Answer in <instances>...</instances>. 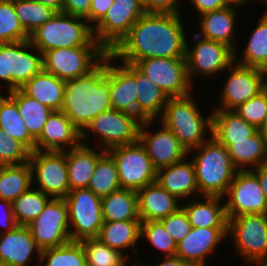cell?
Segmentation results:
<instances>
[{
    "label": "cell",
    "mask_w": 267,
    "mask_h": 266,
    "mask_svg": "<svg viewBox=\"0 0 267 266\" xmlns=\"http://www.w3.org/2000/svg\"><path fill=\"white\" fill-rule=\"evenodd\" d=\"M180 19V13H144L110 54L134 65L147 58L186 57L188 37Z\"/></svg>",
    "instance_id": "6da1fadb"
},
{
    "label": "cell",
    "mask_w": 267,
    "mask_h": 266,
    "mask_svg": "<svg viewBox=\"0 0 267 266\" xmlns=\"http://www.w3.org/2000/svg\"><path fill=\"white\" fill-rule=\"evenodd\" d=\"M112 109L109 53L87 75L65 81L61 110L82 132L93 118Z\"/></svg>",
    "instance_id": "7a4b0ae2"
},
{
    "label": "cell",
    "mask_w": 267,
    "mask_h": 266,
    "mask_svg": "<svg viewBox=\"0 0 267 266\" xmlns=\"http://www.w3.org/2000/svg\"><path fill=\"white\" fill-rule=\"evenodd\" d=\"M192 162L195 167L198 190L203 196L223 197L238 171L233 165L227 147L213 136L199 147ZM198 153V154H197Z\"/></svg>",
    "instance_id": "3957f363"
},
{
    "label": "cell",
    "mask_w": 267,
    "mask_h": 266,
    "mask_svg": "<svg viewBox=\"0 0 267 266\" xmlns=\"http://www.w3.org/2000/svg\"><path fill=\"white\" fill-rule=\"evenodd\" d=\"M192 97L189 94L169 98L160 117L161 123L176 135L188 152L212 136V113L204 118ZM206 129L210 132L208 138L205 136Z\"/></svg>",
    "instance_id": "277c9868"
},
{
    "label": "cell",
    "mask_w": 267,
    "mask_h": 266,
    "mask_svg": "<svg viewBox=\"0 0 267 266\" xmlns=\"http://www.w3.org/2000/svg\"><path fill=\"white\" fill-rule=\"evenodd\" d=\"M93 38V28L86 19L56 12L30 34L29 40L43 54L55 48L83 47Z\"/></svg>",
    "instance_id": "5b68a950"
},
{
    "label": "cell",
    "mask_w": 267,
    "mask_h": 266,
    "mask_svg": "<svg viewBox=\"0 0 267 266\" xmlns=\"http://www.w3.org/2000/svg\"><path fill=\"white\" fill-rule=\"evenodd\" d=\"M108 52L93 38L86 46L55 48L43 53V70L61 80L87 75Z\"/></svg>",
    "instance_id": "8992f818"
},
{
    "label": "cell",
    "mask_w": 267,
    "mask_h": 266,
    "mask_svg": "<svg viewBox=\"0 0 267 266\" xmlns=\"http://www.w3.org/2000/svg\"><path fill=\"white\" fill-rule=\"evenodd\" d=\"M142 122L134 114L110 109L93 118L85 127L81 132V143L84 144V141L89 138L91 133L88 131L98 136L100 145L95 147L103 148L105 151L116 146L136 143L139 141Z\"/></svg>",
    "instance_id": "52a82bcc"
},
{
    "label": "cell",
    "mask_w": 267,
    "mask_h": 266,
    "mask_svg": "<svg viewBox=\"0 0 267 266\" xmlns=\"http://www.w3.org/2000/svg\"><path fill=\"white\" fill-rule=\"evenodd\" d=\"M106 152L115 161L121 188L138 191L156 181L157 171L140 141Z\"/></svg>",
    "instance_id": "ba28073f"
},
{
    "label": "cell",
    "mask_w": 267,
    "mask_h": 266,
    "mask_svg": "<svg viewBox=\"0 0 267 266\" xmlns=\"http://www.w3.org/2000/svg\"><path fill=\"white\" fill-rule=\"evenodd\" d=\"M101 197L90 189L70 190L64 198L68 206L69 229L72 241L97 238L104 220L101 209Z\"/></svg>",
    "instance_id": "9c48e42d"
},
{
    "label": "cell",
    "mask_w": 267,
    "mask_h": 266,
    "mask_svg": "<svg viewBox=\"0 0 267 266\" xmlns=\"http://www.w3.org/2000/svg\"><path fill=\"white\" fill-rule=\"evenodd\" d=\"M29 163L37 189L51 198H65L68 195L70 185L66 151L34 150L30 152Z\"/></svg>",
    "instance_id": "30bf717a"
},
{
    "label": "cell",
    "mask_w": 267,
    "mask_h": 266,
    "mask_svg": "<svg viewBox=\"0 0 267 266\" xmlns=\"http://www.w3.org/2000/svg\"><path fill=\"white\" fill-rule=\"evenodd\" d=\"M227 234L235 250L250 263L267 257V214H243L228 219Z\"/></svg>",
    "instance_id": "8fae6325"
},
{
    "label": "cell",
    "mask_w": 267,
    "mask_h": 266,
    "mask_svg": "<svg viewBox=\"0 0 267 266\" xmlns=\"http://www.w3.org/2000/svg\"><path fill=\"white\" fill-rule=\"evenodd\" d=\"M144 13V6L137 0H114L106 15L93 28V36L110 53Z\"/></svg>",
    "instance_id": "7c38bea8"
},
{
    "label": "cell",
    "mask_w": 267,
    "mask_h": 266,
    "mask_svg": "<svg viewBox=\"0 0 267 266\" xmlns=\"http://www.w3.org/2000/svg\"><path fill=\"white\" fill-rule=\"evenodd\" d=\"M27 227L41 251L71 241L68 206L64 198H51L42 213Z\"/></svg>",
    "instance_id": "4fadbf2b"
},
{
    "label": "cell",
    "mask_w": 267,
    "mask_h": 266,
    "mask_svg": "<svg viewBox=\"0 0 267 266\" xmlns=\"http://www.w3.org/2000/svg\"><path fill=\"white\" fill-rule=\"evenodd\" d=\"M135 66L153 80L169 98L191 94L193 85L188 78L186 57L147 58L139 60Z\"/></svg>",
    "instance_id": "5bb4252c"
},
{
    "label": "cell",
    "mask_w": 267,
    "mask_h": 266,
    "mask_svg": "<svg viewBox=\"0 0 267 266\" xmlns=\"http://www.w3.org/2000/svg\"><path fill=\"white\" fill-rule=\"evenodd\" d=\"M196 44L190 50L186 44L187 74L193 85V77L217 75L235 62V51L224 43L194 35Z\"/></svg>",
    "instance_id": "9a60e30c"
},
{
    "label": "cell",
    "mask_w": 267,
    "mask_h": 266,
    "mask_svg": "<svg viewBox=\"0 0 267 266\" xmlns=\"http://www.w3.org/2000/svg\"><path fill=\"white\" fill-rule=\"evenodd\" d=\"M227 219L243 214H267V202L258 177L251 171H237L226 194Z\"/></svg>",
    "instance_id": "2e32d148"
},
{
    "label": "cell",
    "mask_w": 267,
    "mask_h": 266,
    "mask_svg": "<svg viewBox=\"0 0 267 266\" xmlns=\"http://www.w3.org/2000/svg\"><path fill=\"white\" fill-rule=\"evenodd\" d=\"M235 64V65H234ZM221 90V106L216 109L234 110L266 89L265 70L234 62Z\"/></svg>",
    "instance_id": "e0dca14e"
},
{
    "label": "cell",
    "mask_w": 267,
    "mask_h": 266,
    "mask_svg": "<svg viewBox=\"0 0 267 266\" xmlns=\"http://www.w3.org/2000/svg\"><path fill=\"white\" fill-rule=\"evenodd\" d=\"M154 120L142 122L139 131V141L145 147L156 171L176 164L186 159L188 151L180 144L176 135L163 123L161 130H147ZM150 132V133H149Z\"/></svg>",
    "instance_id": "ac0fdd59"
},
{
    "label": "cell",
    "mask_w": 267,
    "mask_h": 266,
    "mask_svg": "<svg viewBox=\"0 0 267 266\" xmlns=\"http://www.w3.org/2000/svg\"><path fill=\"white\" fill-rule=\"evenodd\" d=\"M81 144V131L62 110H53L35 141V150L67 151Z\"/></svg>",
    "instance_id": "d6986e66"
},
{
    "label": "cell",
    "mask_w": 267,
    "mask_h": 266,
    "mask_svg": "<svg viewBox=\"0 0 267 266\" xmlns=\"http://www.w3.org/2000/svg\"><path fill=\"white\" fill-rule=\"evenodd\" d=\"M109 53V87L112 109L137 116L136 66L130 63L112 64Z\"/></svg>",
    "instance_id": "ffe728a7"
},
{
    "label": "cell",
    "mask_w": 267,
    "mask_h": 266,
    "mask_svg": "<svg viewBox=\"0 0 267 266\" xmlns=\"http://www.w3.org/2000/svg\"><path fill=\"white\" fill-rule=\"evenodd\" d=\"M228 228H193L177 243L176 256L193 266H205L207 256L215 252L218 243L228 235Z\"/></svg>",
    "instance_id": "44dd1931"
},
{
    "label": "cell",
    "mask_w": 267,
    "mask_h": 266,
    "mask_svg": "<svg viewBox=\"0 0 267 266\" xmlns=\"http://www.w3.org/2000/svg\"><path fill=\"white\" fill-rule=\"evenodd\" d=\"M8 63L12 91L23 87L43 70V54L30 40L8 43Z\"/></svg>",
    "instance_id": "7402d4cb"
},
{
    "label": "cell",
    "mask_w": 267,
    "mask_h": 266,
    "mask_svg": "<svg viewBox=\"0 0 267 266\" xmlns=\"http://www.w3.org/2000/svg\"><path fill=\"white\" fill-rule=\"evenodd\" d=\"M34 251L40 258L41 250L27 226L18 225L12 231L0 233V261L8 266H26Z\"/></svg>",
    "instance_id": "603a6c76"
},
{
    "label": "cell",
    "mask_w": 267,
    "mask_h": 266,
    "mask_svg": "<svg viewBox=\"0 0 267 266\" xmlns=\"http://www.w3.org/2000/svg\"><path fill=\"white\" fill-rule=\"evenodd\" d=\"M137 195L141 222L160 221L182 207L179 199L165 190L157 181L138 190Z\"/></svg>",
    "instance_id": "cb8c5ba5"
},
{
    "label": "cell",
    "mask_w": 267,
    "mask_h": 266,
    "mask_svg": "<svg viewBox=\"0 0 267 266\" xmlns=\"http://www.w3.org/2000/svg\"><path fill=\"white\" fill-rule=\"evenodd\" d=\"M96 149L100 148H91L85 143L66 151L70 190L88 188L98 160L106 153Z\"/></svg>",
    "instance_id": "d4e9b609"
},
{
    "label": "cell",
    "mask_w": 267,
    "mask_h": 266,
    "mask_svg": "<svg viewBox=\"0 0 267 266\" xmlns=\"http://www.w3.org/2000/svg\"><path fill=\"white\" fill-rule=\"evenodd\" d=\"M183 160L157 171L156 181L170 194L180 198H188L199 192L195 167L191 160Z\"/></svg>",
    "instance_id": "484cf974"
},
{
    "label": "cell",
    "mask_w": 267,
    "mask_h": 266,
    "mask_svg": "<svg viewBox=\"0 0 267 266\" xmlns=\"http://www.w3.org/2000/svg\"><path fill=\"white\" fill-rule=\"evenodd\" d=\"M236 11L233 7H225L200 15V32L196 33L198 36L221 42L231 47L235 51V61L238 56L236 55V45L233 44L234 40L232 39L235 38Z\"/></svg>",
    "instance_id": "4316f807"
},
{
    "label": "cell",
    "mask_w": 267,
    "mask_h": 266,
    "mask_svg": "<svg viewBox=\"0 0 267 266\" xmlns=\"http://www.w3.org/2000/svg\"><path fill=\"white\" fill-rule=\"evenodd\" d=\"M213 110L212 136L225 147L234 141L246 140L258 131L255 126L247 123L234 110Z\"/></svg>",
    "instance_id": "83f0119b"
},
{
    "label": "cell",
    "mask_w": 267,
    "mask_h": 266,
    "mask_svg": "<svg viewBox=\"0 0 267 266\" xmlns=\"http://www.w3.org/2000/svg\"><path fill=\"white\" fill-rule=\"evenodd\" d=\"M204 201L182 204L193 228H228L225 204H220L221 196H204Z\"/></svg>",
    "instance_id": "f1b7e54d"
},
{
    "label": "cell",
    "mask_w": 267,
    "mask_h": 266,
    "mask_svg": "<svg viewBox=\"0 0 267 266\" xmlns=\"http://www.w3.org/2000/svg\"><path fill=\"white\" fill-rule=\"evenodd\" d=\"M137 116L142 120H155L162 115L169 100L159 86L136 67ZM162 111V112H161Z\"/></svg>",
    "instance_id": "f546056e"
},
{
    "label": "cell",
    "mask_w": 267,
    "mask_h": 266,
    "mask_svg": "<svg viewBox=\"0 0 267 266\" xmlns=\"http://www.w3.org/2000/svg\"><path fill=\"white\" fill-rule=\"evenodd\" d=\"M26 95L36 99L52 110H61L64 101L65 81L42 70L20 88Z\"/></svg>",
    "instance_id": "4dcf8cb0"
},
{
    "label": "cell",
    "mask_w": 267,
    "mask_h": 266,
    "mask_svg": "<svg viewBox=\"0 0 267 266\" xmlns=\"http://www.w3.org/2000/svg\"><path fill=\"white\" fill-rule=\"evenodd\" d=\"M231 161L238 171L250 170L265 164L267 157V141L257 131L246 140L234 141L227 146Z\"/></svg>",
    "instance_id": "1f68e13d"
},
{
    "label": "cell",
    "mask_w": 267,
    "mask_h": 266,
    "mask_svg": "<svg viewBox=\"0 0 267 266\" xmlns=\"http://www.w3.org/2000/svg\"><path fill=\"white\" fill-rule=\"evenodd\" d=\"M101 209L104 222L140 220L137 191L120 188L102 197Z\"/></svg>",
    "instance_id": "d6a6232c"
},
{
    "label": "cell",
    "mask_w": 267,
    "mask_h": 266,
    "mask_svg": "<svg viewBox=\"0 0 267 266\" xmlns=\"http://www.w3.org/2000/svg\"><path fill=\"white\" fill-rule=\"evenodd\" d=\"M141 235V220H126L104 222L100 229L98 239L110 248L124 251L132 247L136 251L137 242Z\"/></svg>",
    "instance_id": "836d02e7"
},
{
    "label": "cell",
    "mask_w": 267,
    "mask_h": 266,
    "mask_svg": "<svg viewBox=\"0 0 267 266\" xmlns=\"http://www.w3.org/2000/svg\"><path fill=\"white\" fill-rule=\"evenodd\" d=\"M7 93L16 102L19 114L28 128L30 136L36 141L40 137L44 124L53 110L36 99L29 97L21 89Z\"/></svg>",
    "instance_id": "e575fe53"
},
{
    "label": "cell",
    "mask_w": 267,
    "mask_h": 266,
    "mask_svg": "<svg viewBox=\"0 0 267 266\" xmlns=\"http://www.w3.org/2000/svg\"><path fill=\"white\" fill-rule=\"evenodd\" d=\"M33 186L32 168L29 162L20 165L0 166V199L16 200Z\"/></svg>",
    "instance_id": "d590c367"
},
{
    "label": "cell",
    "mask_w": 267,
    "mask_h": 266,
    "mask_svg": "<svg viewBox=\"0 0 267 266\" xmlns=\"http://www.w3.org/2000/svg\"><path fill=\"white\" fill-rule=\"evenodd\" d=\"M0 128L22 143L30 152L35 150V140L30 136L20 116L16 102L9 95L0 94Z\"/></svg>",
    "instance_id": "8d00e7d4"
},
{
    "label": "cell",
    "mask_w": 267,
    "mask_h": 266,
    "mask_svg": "<svg viewBox=\"0 0 267 266\" xmlns=\"http://www.w3.org/2000/svg\"><path fill=\"white\" fill-rule=\"evenodd\" d=\"M237 63L267 69V13L264 12L257 26L253 29L246 45L243 57Z\"/></svg>",
    "instance_id": "74e56055"
},
{
    "label": "cell",
    "mask_w": 267,
    "mask_h": 266,
    "mask_svg": "<svg viewBox=\"0 0 267 266\" xmlns=\"http://www.w3.org/2000/svg\"><path fill=\"white\" fill-rule=\"evenodd\" d=\"M32 188L11 203L15 221L19 226H27L34 221L51 198L41 190Z\"/></svg>",
    "instance_id": "f35d334b"
},
{
    "label": "cell",
    "mask_w": 267,
    "mask_h": 266,
    "mask_svg": "<svg viewBox=\"0 0 267 266\" xmlns=\"http://www.w3.org/2000/svg\"><path fill=\"white\" fill-rule=\"evenodd\" d=\"M120 188L115 161L106 152L96 164L88 189L102 198Z\"/></svg>",
    "instance_id": "ab89813d"
},
{
    "label": "cell",
    "mask_w": 267,
    "mask_h": 266,
    "mask_svg": "<svg viewBox=\"0 0 267 266\" xmlns=\"http://www.w3.org/2000/svg\"><path fill=\"white\" fill-rule=\"evenodd\" d=\"M40 261L45 266H87L86 253L80 241H69L58 247L42 250Z\"/></svg>",
    "instance_id": "60d3db41"
},
{
    "label": "cell",
    "mask_w": 267,
    "mask_h": 266,
    "mask_svg": "<svg viewBox=\"0 0 267 266\" xmlns=\"http://www.w3.org/2000/svg\"><path fill=\"white\" fill-rule=\"evenodd\" d=\"M86 253L87 266H126L128 253L110 248L98 238H86L80 241Z\"/></svg>",
    "instance_id": "b9f144b4"
},
{
    "label": "cell",
    "mask_w": 267,
    "mask_h": 266,
    "mask_svg": "<svg viewBox=\"0 0 267 266\" xmlns=\"http://www.w3.org/2000/svg\"><path fill=\"white\" fill-rule=\"evenodd\" d=\"M14 9L21 25L29 35L56 13L52 8L36 0L14 1Z\"/></svg>",
    "instance_id": "7bdbcfd3"
},
{
    "label": "cell",
    "mask_w": 267,
    "mask_h": 266,
    "mask_svg": "<svg viewBox=\"0 0 267 266\" xmlns=\"http://www.w3.org/2000/svg\"><path fill=\"white\" fill-rule=\"evenodd\" d=\"M30 35L21 25L14 2L0 0V44L29 40Z\"/></svg>",
    "instance_id": "ee69618b"
},
{
    "label": "cell",
    "mask_w": 267,
    "mask_h": 266,
    "mask_svg": "<svg viewBox=\"0 0 267 266\" xmlns=\"http://www.w3.org/2000/svg\"><path fill=\"white\" fill-rule=\"evenodd\" d=\"M140 237L147 239L156 249L164 253V257L175 256L177 243L168 234L160 221L141 222Z\"/></svg>",
    "instance_id": "f6af8a7d"
},
{
    "label": "cell",
    "mask_w": 267,
    "mask_h": 266,
    "mask_svg": "<svg viewBox=\"0 0 267 266\" xmlns=\"http://www.w3.org/2000/svg\"><path fill=\"white\" fill-rule=\"evenodd\" d=\"M30 151L0 128V165H20L29 162Z\"/></svg>",
    "instance_id": "bcb514c9"
},
{
    "label": "cell",
    "mask_w": 267,
    "mask_h": 266,
    "mask_svg": "<svg viewBox=\"0 0 267 266\" xmlns=\"http://www.w3.org/2000/svg\"><path fill=\"white\" fill-rule=\"evenodd\" d=\"M234 111L247 123L258 129L267 114V89L244 102L234 109Z\"/></svg>",
    "instance_id": "7dc6e473"
},
{
    "label": "cell",
    "mask_w": 267,
    "mask_h": 266,
    "mask_svg": "<svg viewBox=\"0 0 267 266\" xmlns=\"http://www.w3.org/2000/svg\"><path fill=\"white\" fill-rule=\"evenodd\" d=\"M160 222L176 243L185 238L192 229L187 213L183 207L171 213L166 218L161 219Z\"/></svg>",
    "instance_id": "c3c4849f"
},
{
    "label": "cell",
    "mask_w": 267,
    "mask_h": 266,
    "mask_svg": "<svg viewBox=\"0 0 267 266\" xmlns=\"http://www.w3.org/2000/svg\"><path fill=\"white\" fill-rule=\"evenodd\" d=\"M180 0H147L144 6L145 13H180Z\"/></svg>",
    "instance_id": "681fc988"
},
{
    "label": "cell",
    "mask_w": 267,
    "mask_h": 266,
    "mask_svg": "<svg viewBox=\"0 0 267 266\" xmlns=\"http://www.w3.org/2000/svg\"><path fill=\"white\" fill-rule=\"evenodd\" d=\"M90 6L91 0H65L62 12L84 18L89 23Z\"/></svg>",
    "instance_id": "f907efd6"
},
{
    "label": "cell",
    "mask_w": 267,
    "mask_h": 266,
    "mask_svg": "<svg viewBox=\"0 0 267 266\" xmlns=\"http://www.w3.org/2000/svg\"><path fill=\"white\" fill-rule=\"evenodd\" d=\"M113 3L114 0H91L89 25L92 28H94L103 19Z\"/></svg>",
    "instance_id": "816d5d0a"
},
{
    "label": "cell",
    "mask_w": 267,
    "mask_h": 266,
    "mask_svg": "<svg viewBox=\"0 0 267 266\" xmlns=\"http://www.w3.org/2000/svg\"><path fill=\"white\" fill-rule=\"evenodd\" d=\"M16 226L18 225L13 215L11 202L0 199V227L4 228L3 232L5 233L12 231Z\"/></svg>",
    "instance_id": "f5cc1de1"
},
{
    "label": "cell",
    "mask_w": 267,
    "mask_h": 266,
    "mask_svg": "<svg viewBox=\"0 0 267 266\" xmlns=\"http://www.w3.org/2000/svg\"><path fill=\"white\" fill-rule=\"evenodd\" d=\"M0 80L7 83V91H11V72L8 63V43L0 44ZM0 86L2 84L0 83Z\"/></svg>",
    "instance_id": "db71d44e"
},
{
    "label": "cell",
    "mask_w": 267,
    "mask_h": 266,
    "mask_svg": "<svg viewBox=\"0 0 267 266\" xmlns=\"http://www.w3.org/2000/svg\"><path fill=\"white\" fill-rule=\"evenodd\" d=\"M189 1L195 7L196 11L199 13V16L207 12L220 10L227 7L224 0H189Z\"/></svg>",
    "instance_id": "11a10c76"
},
{
    "label": "cell",
    "mask_w": 267,
    "mask_h": 266,
    "mask_svg": "<svg viewBox=\"0 0 267 266\" xmlns=\"http://www.w3.org/2000/svg\"><path fill=\"white\" fill-rule=\"evenodd\" d=\"M249 169L258 177L267 202V166L263 164L255 169H251V167Z\"/></svg>",
    "instance_id": "9f6ffc18"
},
{
    "label": "cell",
    "mask_w": 267,
    "mask_h": 266,
    "mask_svg": "<svg viewBox=\"0 0 267 266\" xmlns=\"http://www.w3.org/2000/svg\"><path fill=\"white\" fill-rule=\"evenodd\" d=\"M154 266H193V265L190 262L185 261L182 258L175 255V256L165 257L164 261H161L160 263H158V265L154 264Z\"/></svg>",
    "instance_id": "6f0895ef"
},
{
    "label": "cell",
    "mask_w": 267,
    "mask_h": 266,
    "mask_svg": "<svg viewBox=\"0 0 267 266\" xmlns=\"http://www.w3.org/2000/svg\"><path fill=\"white\" fill-rule=\"evenodd\" d=\"M45 6L52 8L56 12H62L65 0H36Z\"/></svg>",
    "instance_id": "680465c9"
},
{
    "label": "cell",
    "mask_w": 267,
    "mask_h": 266,
    "mask_svg": "<svg viewBox=\"0 0 267 266\" xmlns=\"http://www.w3.org/2000/svg\"><path fill=\"white\" fill-rule=\"evenodd\" d=\"M258 131L267 141V114L265 115L263 122L261 123L260 127L258 128Z\"/></svg>",
    "instance_id": "91938a15"
},
{
    "label": "cell",
    "mask_w": 267,
    "mask_h": 266,
    "mask_svg": "<svg viewBox=\"0 0 267 266\" xmlns=\"http://www.w3.org/2000/svg\"><path fill=\"white\" fill-rule=\"evenodd\" d=\"M248 0H224V2L226 3V6L227 7H235V6H241L242 4H243V6H244V4L247 2Z\"/></svg>",
    "instance_id": "94428289"
},
{
    "label": "cell",
    "mask_w": 267,
    "mask_h": 266,
    "mask_svg": "<svg viewBox=\"0 0 267 266\" xmlns=\"http://www.w3.org/2000/svg\"><path fill=\"white\" fill-rule=\"evenodd\" d=\"M252 264H256V266H267V257L264 259H259L256 261L251 262Z\"/></svg>",
    "instance_id": "6125c7cd"
},
{
    "label": "cell",
    "mask_w": 267,
    "mask_h": 266,
    "mask_svg": "<svg viewBox=\"0 0 267 266\" xmlns=\"http://www.w3.org/2000/svg\"><path fill=\"white\" fill-rule=\"evenodd\" d=\"M135 259L137 260V262L133 266H144L142 263H140V260H138L137 258Z\"/></svg>",
    "instance_id": "be15d7a7"
},
{
    "label": "cell",
    "mask_w": 267,
    "mask_h": 266,
    "mask_svg": "<svg viewBox=\"0 0 267 266\" xmlns=\"http://www.w3.org/2000/svg\"><path fill=\"white\" fill-rule=\"evenodd\" d=\"M137 1H139L143 6H145L147 2V0H137Z\"/></svg>",
    "instance_id": "e7e4bbea"
},
{
    "label": "cell",
    "mask_w": 267,
    "mask_h": 266,
    "mask_svg": "<svg viewBox=\"0 0 267 266\" xmlns=\"http://www.w3.org/2000/svg\"><path fill=\"white\" fill-rule=\"evenodd\" d=\"M0 266H8V265L0 261Z\"/></svg>",
    "instance_id": "03108f58"
},
{
    "label": "cell",
    "mask_w": 267,
    "mask_h": 266,
    "mask_svg": "<svg viewBox=\"0 0 267 266\" xmlns=\"http://www.w3.org/2000/svg\"><path fill=\"white\" fill-rule=\"evenodd\" d=\"M265 74L267 76V69L265 70ZM266 89H267V79H266Z\"/></svg>",
    "instance_id": "003e7915"
},
{
    "label": "cell",
    "mask_w": 267,
    "mask_h": 266,
    "mask_svg": "<svg viewBox=\"0 0 267 266\" xmlns=\"http://www.w3.org/2000/svg\"><path fill=\"white\" fill-rule=\"evenodd\" d=\"M260 1H263V2H266L267 3V0H260ZM266 13H267V9H266V11H265Z\"/></svg>",
    "instance_id": "a7ac6f4b"
}]
</instances>
